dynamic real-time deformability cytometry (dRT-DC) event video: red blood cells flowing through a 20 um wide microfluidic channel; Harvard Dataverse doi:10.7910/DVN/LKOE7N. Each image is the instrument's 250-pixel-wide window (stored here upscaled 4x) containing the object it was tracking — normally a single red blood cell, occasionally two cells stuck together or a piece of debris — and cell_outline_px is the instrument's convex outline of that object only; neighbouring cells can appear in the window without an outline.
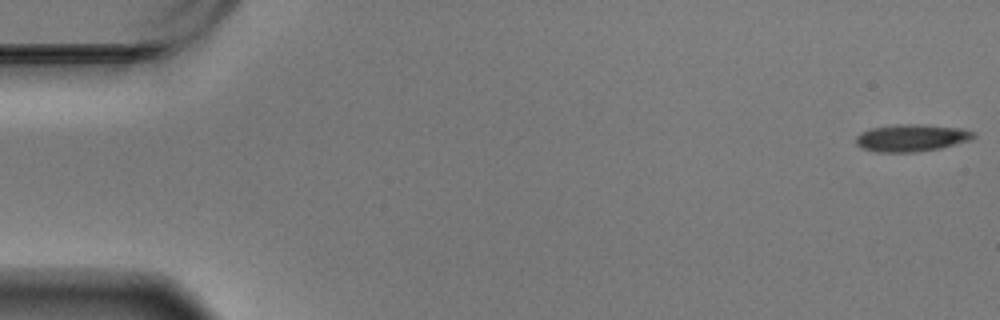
{"species": "Egyptian fruit bat (a non-hibernating species)", "species_latin": "Rousettus aegyptiacus", "temperature_condition": "warm", "stored_images_in_passage": 58, "camera_frame_rate_fps": 3000, "um_per_image_px": 0.085, "animal": {"sex": "male"}, "frame": {"image": 1, "passage_image": 1, "time_ms": 0.0, "image_size_px": [1000, 320], "cell_outline_px": [[976, 136], [968, 140], [940, 148], [912, 152], [876, 152], [860, 148], [856, 144], [856, 136], [860, 132], [872, 128], [896, 124], [920, 124], [964, 128], [972, 132]], "centroid_in_image_um": [77.42, 11.71], "position_along_channel_um": 7.6, "area_um2": 18.61}}
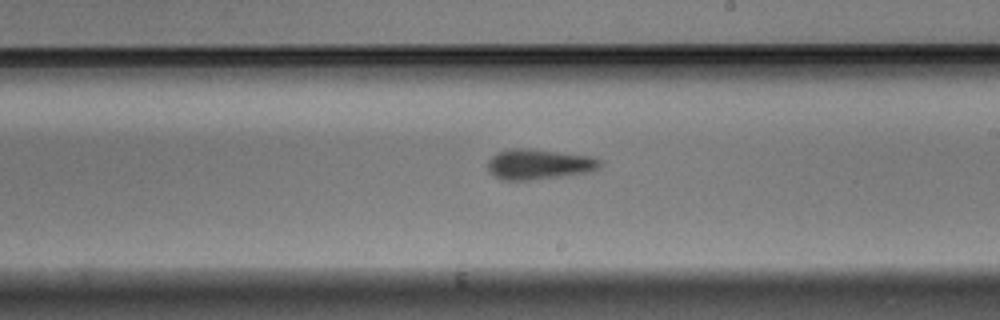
{"frame": {"image": 2, "passage_image": 34, "time_ms": 11.0, "image_size_px": [1000, 320], "cell_outline_px": [[600, 164], [596, 168], [588, 172], [564, 176], [528, 180], [500, 180], [488, 172], [488, 160], [496, 152], [508, 148], [532, 148], [588, 156], [600, 160]], "centroid_in_image_um": [45.71, 13.95], "position_along_channel_um": 243.3, "area_um2": 19.88}}
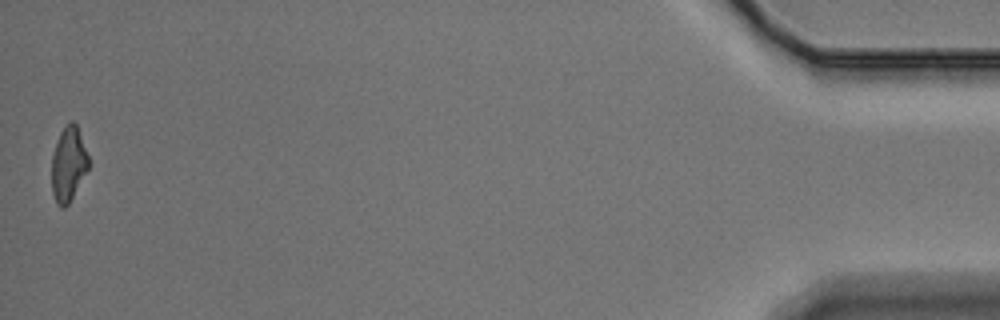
{"frame": {"image": 3, "passage_image": 58, "time_ms": 19.0, "image_size_px": [1000, 320], "cell_outline_px": [[88, 168], [68, 204], [64, 208], [60, 208], [56, 204], [52, 192], [52, 156], [60, 132], [72, 120], [76, 124], [88, 156]], "centroid_in_image_um": [5.79, 13.99], "position_along_channel_um": 429.4, "area_um2": 15.61}, "authors_computed_cell_mechanics": {"area_um2": 18.785, "velocity_mm_per_s": 3.4774, "shape_relaxation_time_tau1_ms": 3.4625, "shape_relaxation_time_tau2_ms": 10.5278, "deformation_change_tau1": 0.112, "deformation_change_tau2": 0.1939}}